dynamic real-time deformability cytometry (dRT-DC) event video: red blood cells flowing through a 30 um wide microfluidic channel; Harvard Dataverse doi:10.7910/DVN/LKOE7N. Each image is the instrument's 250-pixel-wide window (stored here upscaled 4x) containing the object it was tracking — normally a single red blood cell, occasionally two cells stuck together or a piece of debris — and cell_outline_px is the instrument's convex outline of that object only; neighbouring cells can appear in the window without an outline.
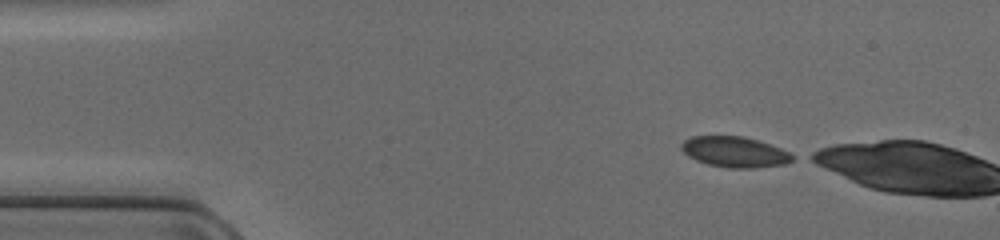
{"species": "common noctule bat (a hibernating species)", "species_latin": "Nyctalus noctula", "temperature_condition": "cold", "stored_images_in_passage": 3, "camera_frame_rate_fps": 3000, "um_per_image_px": 0.085, "animal": {"sex": "female", "body_mass_g": 17.0, "forearm_length_mm": 48.0}, "frame": {"image": 1, "passage_image": 1, "time_ms": 0.0, "image_size_px": [1000, 240], "cell_outline_px": [[796, 156], [792, 160], [784, 164], [756, 168], [728, 168], [708, 164], [696, 160], [688, 156], [680, 148], [680, 144], [684, 140], [692, 136], [744, 136], [760, 140], [780, 148]], "centroid_in_image_um": [62.45, 12.91], "position_along_channel_um": 22.6, "area_um2": 19.94}}